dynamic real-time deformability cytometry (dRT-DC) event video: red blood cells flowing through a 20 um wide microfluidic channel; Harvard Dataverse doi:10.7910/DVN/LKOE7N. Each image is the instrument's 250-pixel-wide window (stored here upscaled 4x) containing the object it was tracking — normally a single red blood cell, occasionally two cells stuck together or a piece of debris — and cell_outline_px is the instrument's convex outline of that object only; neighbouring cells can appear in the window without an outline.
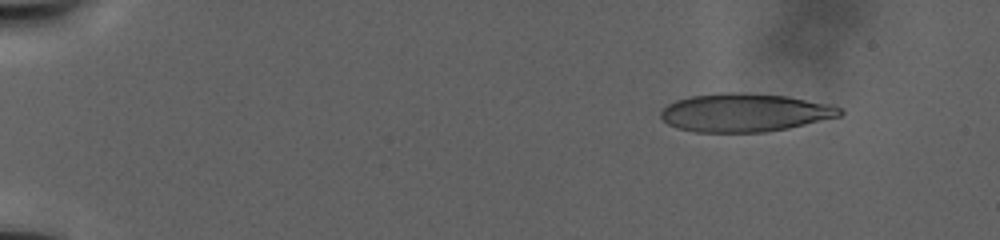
{"species": "human", "species_latin": "Homo sapiens", "temperature_condition": "warm", "stored_images_in_passage": 36, "camera_frame_rate_fps": 3000, "um_per_image_px": 0.085, "donor": {"sex": "male"}, "frame": {"image": 1, "passage_image": 5, "time_ms": 4.667, "image_size_px": [1000, 240], "cell_outline_px": [[844, 112], [840, 116], [788, 128], [764, 132], [696, 132], [676, 128], [668, 124], [660, 116], [660, 112], [668, 104], [676, 100], [692, 96], [720, 92], [740, 92], [788, 96], [832, 104], [840, 108]], "centroid_in_image_um": [63.31, 9.56], "position_along_channel_um": 21.7, "area_um2": 40.06}}
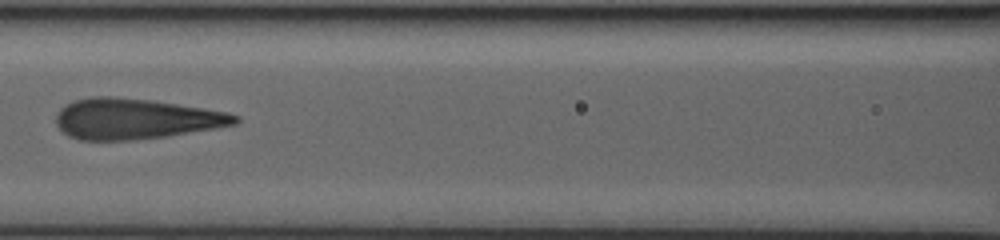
{"frame": {"image": 2, "passage_image": 18, "time_ms": 20.0, "image_size_px": [1000, 240], "cell_outline_px": [[240, 120], [236, 124], [216, 128], [168, 136], [128, 140], [80, 140], [68, 136], [56, 124], [56, 116], [60, 108], [64, 104], [72, 100], [92, 96], [108, 96], [148, 100], [204, 108], [228, 112], [240, 116]], "centroid_in_image_um": [11.5, 10.1], "position_along_channel_um": 155.1, "area_um2": 42.37}}
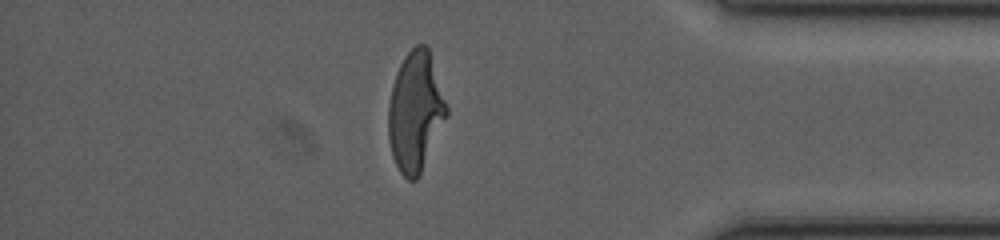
{"frame": {"image": 3, "passage_image": 32, "time_ms": 35.333, "image_size_px": [1000, 240], "cell_outline_px": [[448, 116], [416, 180], [408, 180], [400, 172], [392, 156], [388, 140], [388, 104], [392, 84], [396, 72], [404, 56], [416, 44], [424, 44], [428, 48], [448, 108]], "centroid_in_image_um": [35.29, 9.48], "position_along_channel_um": 399.9, "area_um2": 40.4}}